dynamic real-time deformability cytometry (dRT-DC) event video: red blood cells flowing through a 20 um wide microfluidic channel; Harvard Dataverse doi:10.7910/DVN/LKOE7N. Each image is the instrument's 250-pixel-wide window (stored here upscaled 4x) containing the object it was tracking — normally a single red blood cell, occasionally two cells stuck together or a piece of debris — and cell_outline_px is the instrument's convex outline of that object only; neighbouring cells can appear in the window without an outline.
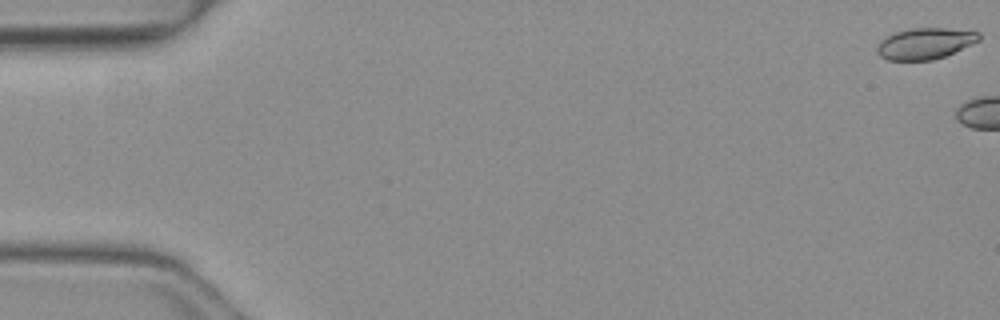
{"species": "common noctule bat (a hibernating species)", "species_latin": "Nyctalus noctula", "temperature_condition": "warm", "stored_images_in_passage": 4, "camera_frame_rate_fps": 3000, "um_per_image_px": 0.085, "animal": {"sex": "female", "body_mass_g": 19.3, "forearm_length_mm": 54.1}, "frame": {"image": 1, "passage_image": 1, "time_ms": 0.0, "image_size_px": [1000, 320], "cell_outline_px": [[980, 40], [972, 44], [944, 56], [932, 60], [888, 60], [880, 56], [876, 52], [876, 48], [880, 40], [892, 32], [912, 28], [944, 28], [980, 32]], "centroid_in_image_um": [78.59, 3.69], "position_along_channel_um": 6.4, "area_um2": 18.55}}